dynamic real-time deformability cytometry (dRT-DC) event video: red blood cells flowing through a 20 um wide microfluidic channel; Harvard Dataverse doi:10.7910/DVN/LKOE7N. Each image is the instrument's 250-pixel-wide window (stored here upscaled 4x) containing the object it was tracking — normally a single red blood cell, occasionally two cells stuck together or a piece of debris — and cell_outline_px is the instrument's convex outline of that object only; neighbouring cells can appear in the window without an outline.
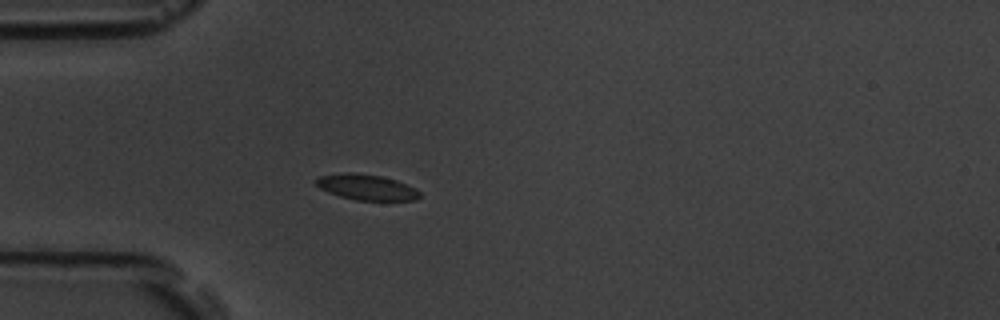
{"species": "common noctule bat (a hibernating species)", "species_latin": "Nyctalus noctula", "temperature_condition": "room temperature", "stored_images_in_passage": 41, "camera_frame_rate_fps": 3000, "um_per_image_px": 0.085, "animal": {"sex": "male", "body_mass_g": 19.5, "forearm_length_mm": 54.6}, "frame": {"image": 1, "passage_image": 1, "time_ms": 0.0, "image_size_px": [1000, 320], "cell_outline_px": [[420, 196], [416, 200], [356, 200], [340, 196], [328, 192], [320, 188], [312, 180], [320, 176], [344, 172], [352, 172], [380, 176], [396, 180], [416, 188], [420, 192]], "centroid_in_image_um": [31.13, 15.9], "position_along_channel_um": 53.9, "area_um2": 15.49}}
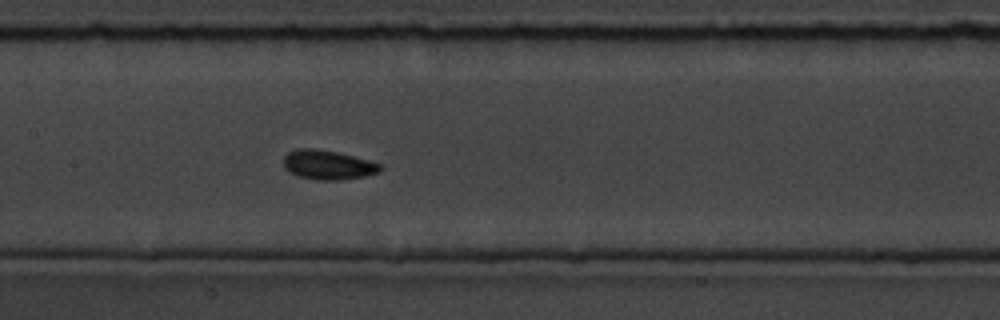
{"frame": {"image": 2, "passage_image": 12, "time_ms": 3.667, "image_size_px": [1000, 320], "cell_outline_px": [[384, 168], [380, 172], [364, 176], [340, 180], [316, 180], [300, 176], [288, 172], [284, 168], [284, 156], [288, 152], [296, 148], [316, 148], [336, 152], [368, 160], [380, 164]], "centroid_in_image_um": [27.86, 14.01], "position_along_channel_um": 179.5, "area_um2": 16.59}}
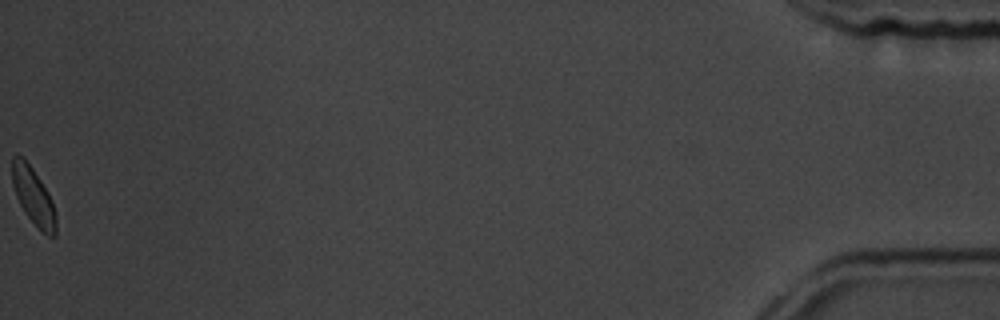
{"frame": {"image": 3, "passage_image": 41, "time_ms": 13.333, "image_size_px": [1000, 320], "cell_outline_px": [[56, 236], [48, 236], [24, 212], [16, 196], [12, 184], [12, 156], [16, 152], [24, 156], [48, 192], [52, 200], [56, 216]], "centroid_in_image_um": [2.81, 16.61], "position_along_channel_um": 432.4, "area_um2": 14.57}}